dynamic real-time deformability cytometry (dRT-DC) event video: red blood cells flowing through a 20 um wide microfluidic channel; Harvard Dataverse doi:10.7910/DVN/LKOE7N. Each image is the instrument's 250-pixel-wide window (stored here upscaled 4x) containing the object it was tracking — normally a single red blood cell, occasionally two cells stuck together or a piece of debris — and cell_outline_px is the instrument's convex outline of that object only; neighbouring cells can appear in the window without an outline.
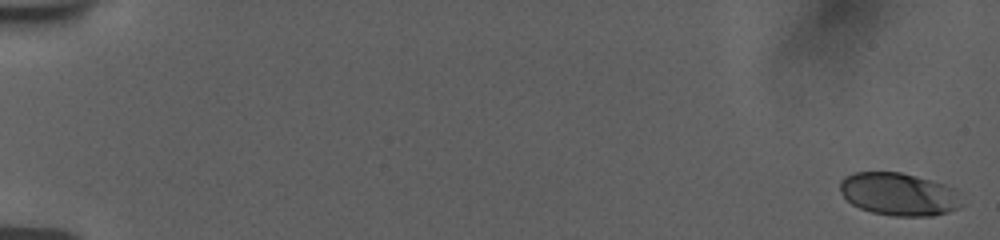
{"species": "human", "species_latin": "Homo sapiens", "temperature_condition": "room temperature", "stored_images_in_passage": 38, "camera_frame_rate_fps": 3000, "um_per_image_px": 0.085, "donor": {"sex": "female"}, "frame": {"image": 1, "passage_image": 1, "time_ms": 0.0, "image_size_px": [1000, 240], "cell_outline_px": [[964, 204], [948, 212], [932, 216], [892, 216], [872, 212], [860, 208], [852, 204], [840, 192], [840, 180], [844, 176], [856, 172], [900, 172], [916, 176], [944, 184], [952, 188]], "centroid_in_image_um": [76.37, 16.51], "position_along_channel_um": 8.6, "area_um2": 30.23}}
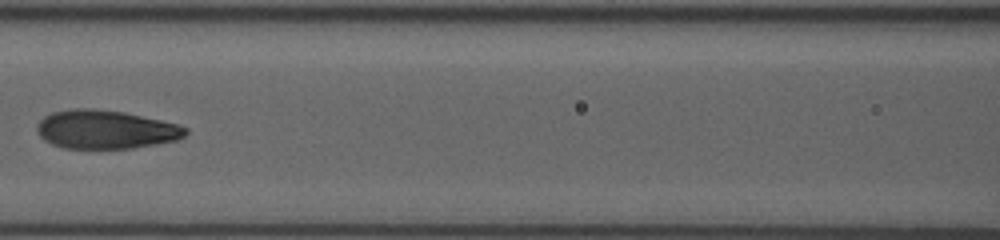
{"frame": {"image": 2, "passage_image": 14, "time_ms": 9.0, "image_size_px": [1000, 240], "cell_outline_px": [[188, 132], [184, 136], [176, 140], [156, 144], [132, 148], [64, 148], [52, 144], [44, 140], [36, 132], [36, 124], [44, 116], [52, 112], [72, 108], [92, 108], [124, 112], [180, 124], [188, 128]], "centroid_in_image_um": [8.97, 10.99], "position_along_channel_um": 157.6, "area_um2": 33.64}}
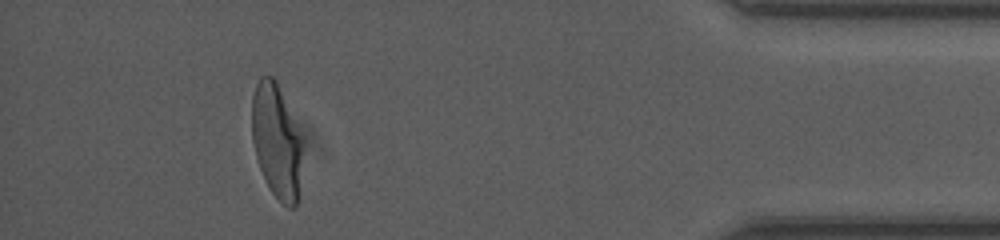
{"frame": {"image": 3, "passage_image": 33, "time_ms": 17.0, "image_size_px": [1000, 240], "cell_outline_px": [[304, 144], [296, 204], [292, 208], [288, 208], [272, 192], [260, 168], [256, 156], [252, 140], [252, 96], [256, 84], [260, 76], [272, 76], [276, 80], [304, 140]], "centroid_in_image_um": [23.52, 11.95], "position_along_channel_um": 411.7, "area_um2": 33.7}, "authors_computed_cell_mechanics": {"area_um2": 33.6107, "velocity_mm_per_s": 3.7547, "shape_relaxation_time_tau1_ms": 5.0536, "shape_relaxation_time_tau2_ms": 1.0828, "deformation_change_tau1": 0.2352, "deformation_change_tau2": 0.0607}}